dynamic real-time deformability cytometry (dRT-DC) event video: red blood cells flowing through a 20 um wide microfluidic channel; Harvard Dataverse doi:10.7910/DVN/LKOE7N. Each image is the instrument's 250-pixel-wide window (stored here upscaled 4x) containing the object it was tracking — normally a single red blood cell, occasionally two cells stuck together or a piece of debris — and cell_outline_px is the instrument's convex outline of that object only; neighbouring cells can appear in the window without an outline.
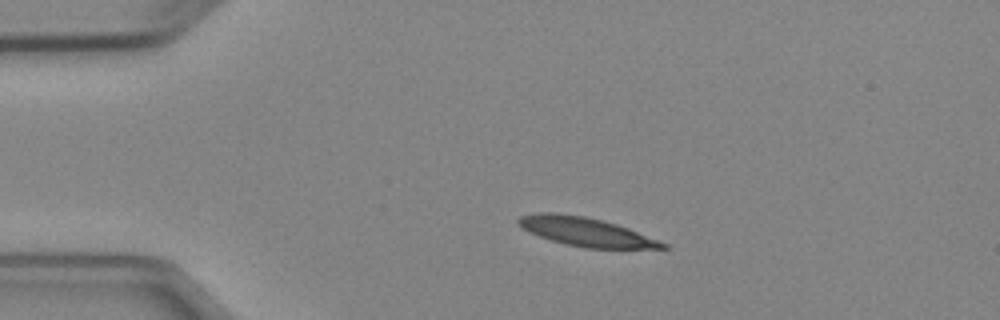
{"species": "Egyptian fruit bat (a non-hibernating species)", "species_latin": "Rousettus aegyptiacus", "temperature_condition": "cold", "stored_images_in_passage": 2, "camera_frame_rate_fps": 3000, "um_per_image_px": 0.085, "animal": {"sex": "female"}, "frame": {"image": 1, "passage_image": 1, "time_ms": 0.0, "image_size_px": [1000, 320], "cell_outline_px": [[668, 248], [584, 248], [564, 244], [528, 232], [516, 224], [516, 220], [520, 216], [536, 212], [556, 212], [584, 216], [616, 224], [628, 228], [668, 244]], "centroid_in_image_um": [49.73, 19.69], "position_along_channel_um": 35.3, "area_um2": 24.1}}